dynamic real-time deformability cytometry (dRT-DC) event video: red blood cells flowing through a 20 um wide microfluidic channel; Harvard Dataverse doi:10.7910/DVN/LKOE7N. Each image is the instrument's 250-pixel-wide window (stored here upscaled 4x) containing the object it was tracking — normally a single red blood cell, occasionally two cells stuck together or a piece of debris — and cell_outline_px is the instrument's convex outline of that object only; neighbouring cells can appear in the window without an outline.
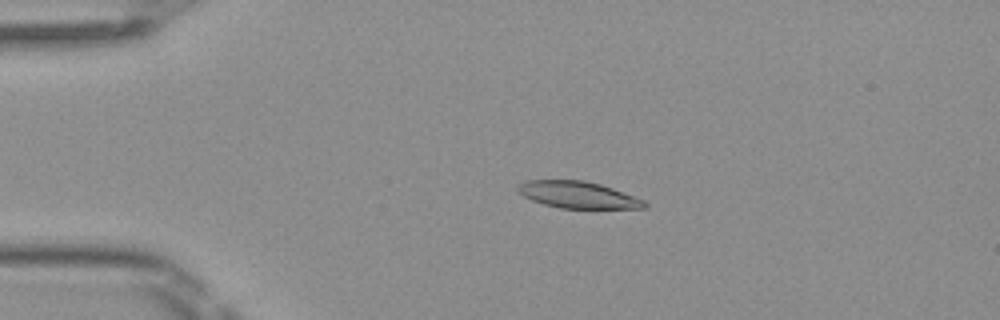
{"species": "Egyptian fruit bat (a non-hibernating species)", "species_latin": "Rousettus aegyptiacus", "temperature_condition": "room temperature", "stored_images_in_passage": 5, "camera_frame_rate_fps": 3000, "um_per_image_px": 0.085, "frame": {"image": 1, "passage_image": 4, "time_ms": 1.0, "image_size_px": [1000, 320], "cell_outline_px": [[648, 208], [560, 208], [544, 204], [532, 200], [524, 196], [516, 188], [520, 184], [528, 180], [584, 180], [600, 184], [612, 188], [644, 200], [648, 204]], "centroid_in_image_um": [49.14, 16.56], "position_along_channel_um": 35.9, "area_um2": 19.54}}